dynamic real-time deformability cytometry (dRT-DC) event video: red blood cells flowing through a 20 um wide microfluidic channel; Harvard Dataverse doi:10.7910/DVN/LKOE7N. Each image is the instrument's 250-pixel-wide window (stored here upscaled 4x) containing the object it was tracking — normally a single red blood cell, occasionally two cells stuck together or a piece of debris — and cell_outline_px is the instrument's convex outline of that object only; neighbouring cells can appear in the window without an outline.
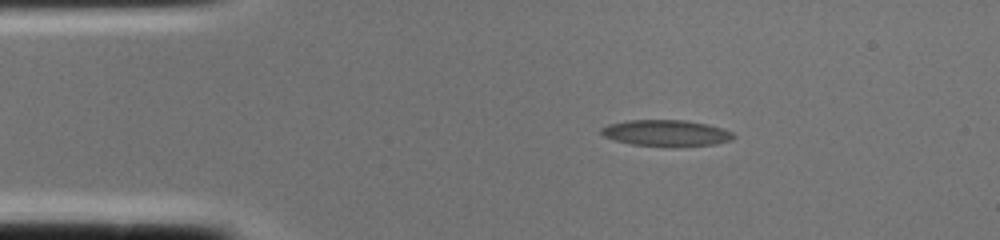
{"species": "common noctule bat (a hibernating species)", "species_latin": "Nyctalus noctula", "temperature_condition": "cold", "stored_images_in_passage": 1, "camera_frame_rate_fps": 3000, "um_per_image_px": 0.085, "animal": {"sex": "female", "body_mass_g": 22.0, "forearm_length_mm": 56.7}, "frame": {"image": 1, "passage_image": 1, "time_ms": 0.0, "image_size_px": [1000, 240], "cell_outline_px": [[736, 136], [732, 140], [716, 144], [676, 148], [672, 148], [632, 144], [616, 140], [604, 136], [600, 132], [600, 128], [608, 124], [628, 120], [684, 120], [708, 124], [724, 128], [732, 132]], "centroid_in_image_um": [56.67, 11.33], "position_along_channel_um": 28.3, "area_um2": 20.75}}